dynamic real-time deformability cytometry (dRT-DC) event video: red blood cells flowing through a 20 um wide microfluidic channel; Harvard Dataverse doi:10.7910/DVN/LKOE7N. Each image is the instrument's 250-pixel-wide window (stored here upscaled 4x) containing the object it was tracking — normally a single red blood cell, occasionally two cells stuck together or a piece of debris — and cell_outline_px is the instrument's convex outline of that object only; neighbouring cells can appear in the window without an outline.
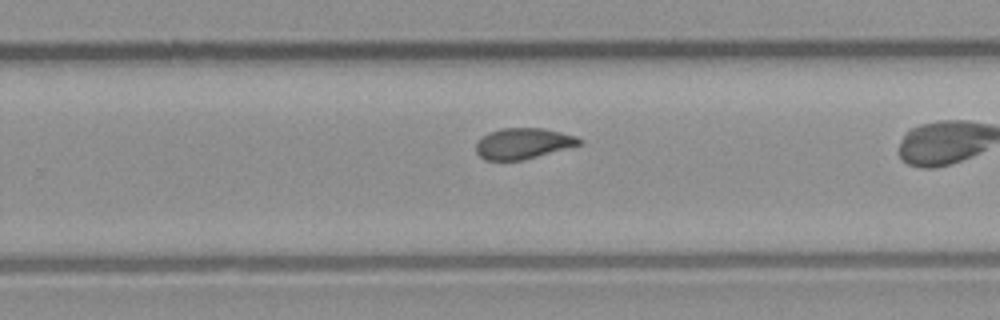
{"species": "common noctule bat (a hibernating species)", "species_latin": "Nyctalus noctula", "temperature_condition": "room temperature", "stored_images_in_passage": 26, "camera_frame_rate_fps": 3000, "um_per_image_px": 0.085, "animal": {"sex": "male", "body_mass_g": 23.1, "forearm_length_mm": 52.7}, "frame": {"image": 1, "passage_image": 19, "time_ms": 6.0, "image_size_px": [1000, 320], "cell_outline_px": [[584, 144], [524, 160], [484, 160], [476, 152], [476, 144], [488, 132], [500, 128], [544, 128], [576, 136], [584, 140]], "centroid_in_image_um": [44.51, 12.2], "position_along_channel_um": 285.3, "area_um2": 18.73}}
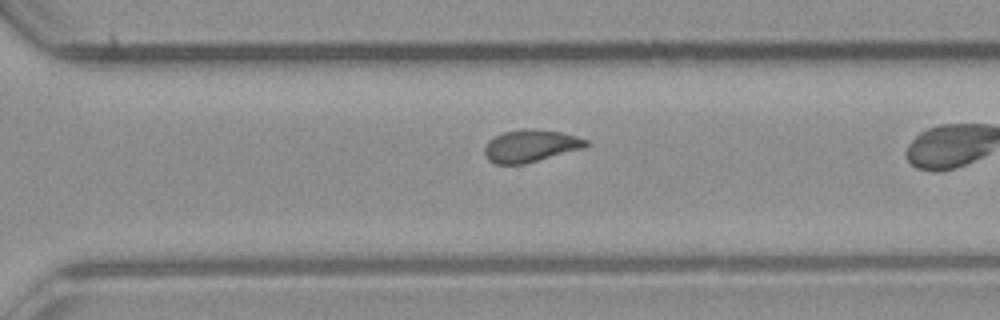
{"frame": {"image": 2, "passage_image": 22, "time_ms": 7.0, "image_size_px": [1000, 320], "cell_outline_px": [[588, 144], [584, 148], [524, 164], [496, 164], [488, 160], [484, 152], [484, 148], [488, 140], [504, 132], [524, 128], [532, 128], [560, 132], [576, 136], [588, 140]], "centroid_in_image_um": [45.09, 12.39], "position_along_channel_um": 325.5, "area_um2": 19.07}}